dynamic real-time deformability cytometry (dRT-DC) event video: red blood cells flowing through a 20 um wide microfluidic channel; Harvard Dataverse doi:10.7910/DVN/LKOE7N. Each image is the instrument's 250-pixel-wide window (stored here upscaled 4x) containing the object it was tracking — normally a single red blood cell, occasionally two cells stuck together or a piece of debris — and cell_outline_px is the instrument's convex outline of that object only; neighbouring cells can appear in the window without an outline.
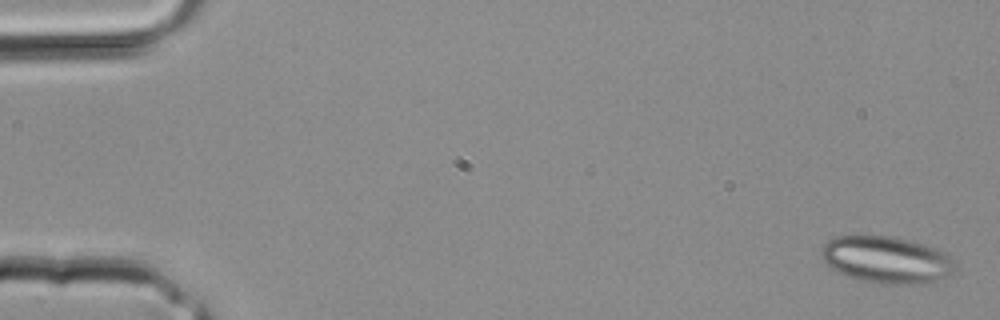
{"species": "common noctule bat (a hibernating species)", "species_latin": "Nyctalus noctula", "temperature_condition": "room temperature", "stored_images_in_passage": 4, "camera_frame_rate_fps": 3000, "um_per_image_px": 0.085, "animal": {"sex": "male", "body_mass_g": 20.4}, "frame": {"image": 1, "passage_image": 4, "time_ms": 1.0, "image_size_px": [1000, 320], "cell_outline_px": [[952, 272], [948, 276], [936, 284], [880, 284], [860, 280], [848, 276], [832, 268], [824, 260], [820, 252], [824, 244], [828, 240], [836, 236], [888, 236], [908, 240], [924, 244], [936, 248], [952, 256]], "centroid_in_image_um": [75.39, 22.1], "position_along_channel_um": 9.6, "area_um2": 36.65}}